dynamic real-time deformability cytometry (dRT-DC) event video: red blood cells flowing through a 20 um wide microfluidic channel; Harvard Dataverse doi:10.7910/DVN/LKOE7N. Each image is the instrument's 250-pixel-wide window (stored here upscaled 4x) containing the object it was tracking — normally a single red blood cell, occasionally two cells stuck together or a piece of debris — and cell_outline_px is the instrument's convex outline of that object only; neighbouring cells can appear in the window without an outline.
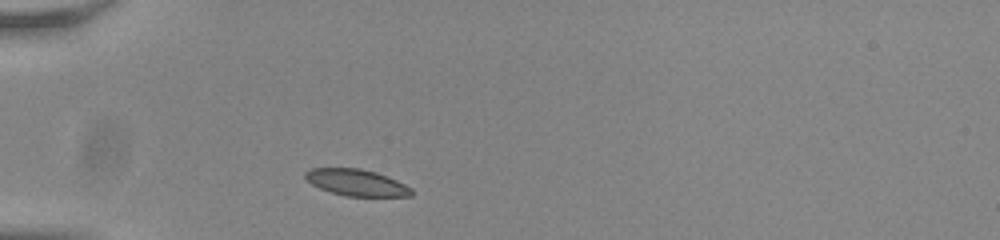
{"species": "common noctule bat (a hibernating species)", "species_latin": "Nyctalus noctula", "temperature_condition": "room temperature", "stored_images_in_passage": 32, "camera_frame_rate_fps": 3000, "um_per_image_px": 0.085, "animal": {"sex": "male", "body_mass_g": 20.0, "forearm_length_mm": 53.3}, "frame": {"image": 1, "passage_image": 1, "time_ms": 0.0, "image_size_px": [1000, 240], "cell_outline_px": [[412, 196], [344, 196], [320, 188], [312, 184], [304, 176], [304, 172], [312, 168], [360, 168], [376, 172], [396, 180], [412, 188]], "centroid_in_image_um": [30.3, 15.51], "position_along_channel_um": 54.7, "area_um2": 16.3}}
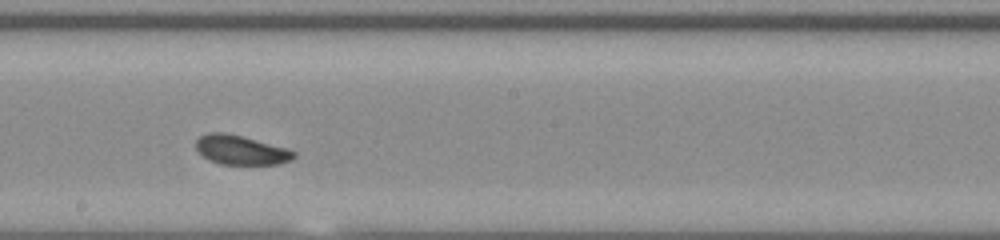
{"frame": {"image": 2, "passage_image": 16, "time_ms": 5.0, "image_size_px": [1000, 240], "cell_outline_px": [[296, 156], [280, 164], [220, 164], [208, 160], [196, 148], [196, 140], [200, 136], [208, 132], [224, 132], [244, 136], [288, 148], [296, 152]], "centroid_in_image_um": [20.48, 12.74], "position_along_channel_um": 227.7, "area_um2": 16.82}}
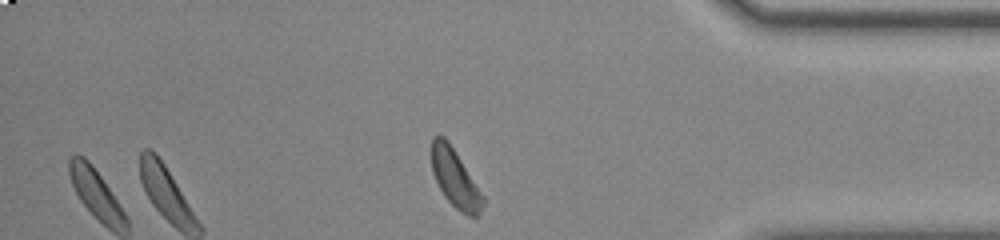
{"frame": {"image": 3, "passage_image": 31, "time_ms": 10.0, "image_size_px": [1000, 240], "cell_outline_px": [[484, 204], [480, 216], [468, 216], [460, 212], [444, 196], [432, 172], [432, 136], [444, 136], [448, 140], [484, 196]], "centroid_in_image_um": [38.7, 15.19], "position_along_channel_um": 396.5, "area_um2": 17.22}, "authors_computed_cell_mechanics": {"area_um2": 16.9065, "velocity_mm_per_s": 3.7945, "shape_relaxation_time_tau1_ms": 1.2092, "shape_relaxation_time_tau2_ms": null, "deformation_change_tau1": 0.0742, "deformation_change_tau2": null}}